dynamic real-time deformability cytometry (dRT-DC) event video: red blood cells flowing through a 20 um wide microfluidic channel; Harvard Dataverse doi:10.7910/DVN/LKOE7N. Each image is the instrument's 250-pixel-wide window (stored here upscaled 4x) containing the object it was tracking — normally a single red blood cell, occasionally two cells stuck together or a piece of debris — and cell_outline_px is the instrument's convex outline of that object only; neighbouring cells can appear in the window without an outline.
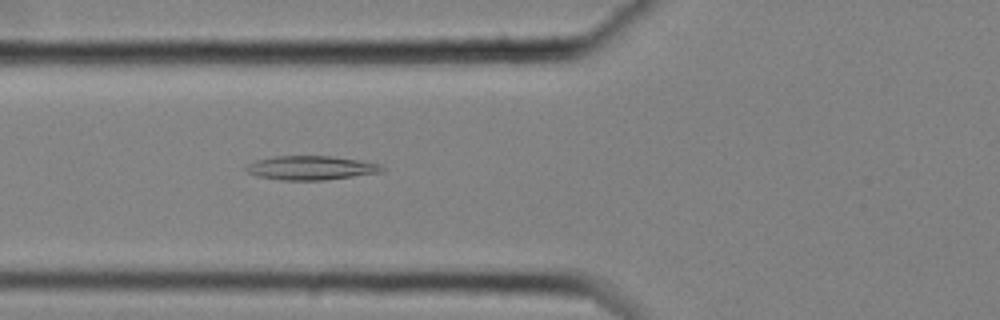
{"species": "common noctule bat (a hibernating species)", "species_latin": "Nyctalus noctula", "temperature_condition": "cold", "stored_images_in_passage": 31, "camera_frame_rate_fps": 3000, "um_per_image_px": 0.085, "animal": {"sex": "female", "body_mass_g": 25.1}, "frame": {"image": 1, "passage_image": 4, "time_ms": 1.0, "image_size_px": [1000, 320], "cell_outline_px": [[384, 168], [380, 172], [324, 180], [284, 180], [260, 176], [248, 172], [244, 168], [248, 164], [256, 160], [276, 156], [332, 156], [360, 160], [380, 164]], "centroid_in_image_um": [26.43, 14.26], "position_along_channel_um": 99.4, "area_um2": 18.73}}
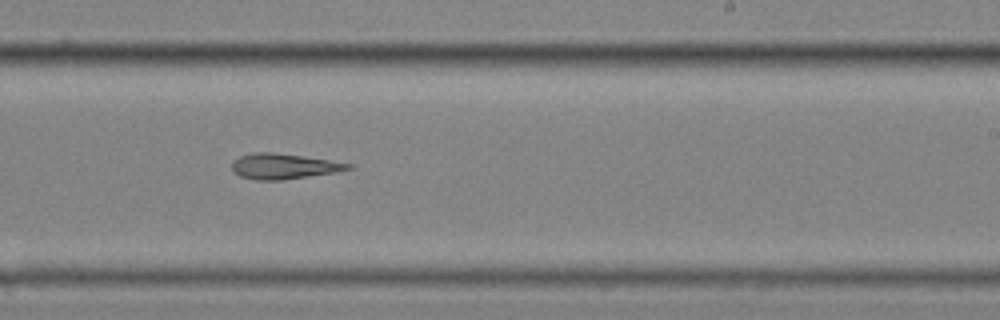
{"frame": {"image": 2, "passage_image": 18, "time_ms": 5.667, "image_size_px": [1000, 320], "cell_outline_px": [[352, 168], [336, 172], [280, 180], [256, 180], [240, 176], [232, 168], [232, 164], [240, 156], [256, 152], [272, 152], [328, 160], [352, 164]], "centroid_in_image_um": [24.11, 14.14], "position_along_channel_um": 264.9, "area_um2": 16.76}}
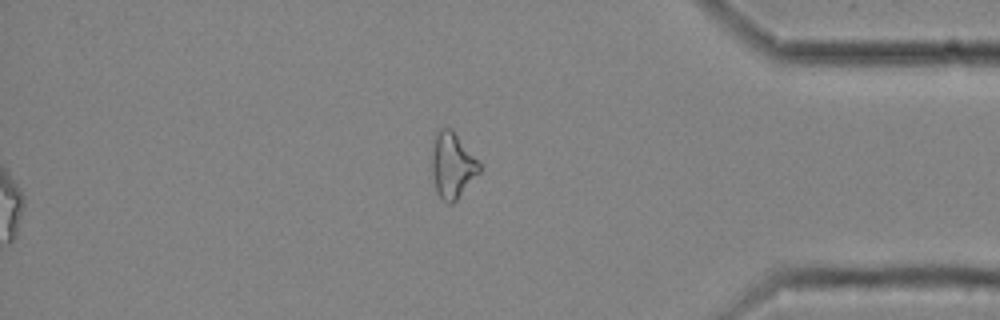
{"frame": {"image": 3, "passage_image": 31, "time_ms": 10.0, "image_size_px": [1000, 320], "cell_outline_px": [[480, 172], [456, 200], [452, 204], [448, 204], [436, 192], [432, 172], [432, 144], [436, 132], [440, 128], [452, 128], [480, 164]], "centroid_in_image_um": [38.43, 14.04], "position_along_channel_um": 396.8, "area_um2": 18.03}}